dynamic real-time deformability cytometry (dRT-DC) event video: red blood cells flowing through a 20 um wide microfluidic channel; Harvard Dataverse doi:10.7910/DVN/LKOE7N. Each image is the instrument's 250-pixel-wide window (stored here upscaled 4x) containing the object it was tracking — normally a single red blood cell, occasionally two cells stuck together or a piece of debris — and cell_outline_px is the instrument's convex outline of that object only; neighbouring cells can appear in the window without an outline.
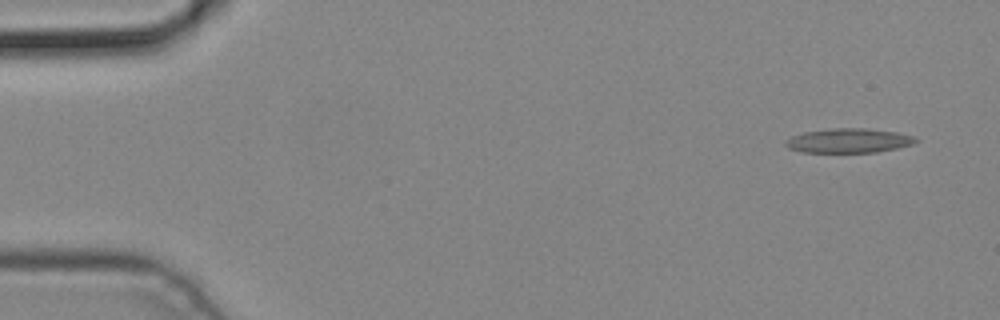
{"species": "common noctule bat (a hibernating species)", "species_latin": "Nyctalus noctula", "temperature_condition": "cold", "stored_images_in_passage": 4, "camera_frame_rate_fps": 3000, "um_per_image_px": 0.085, "animal": {"sex": "male", "body_mass_g": 19.2, "forearm_length_mm": 51.8}, "frame": {"image": 1, "passage_image": 1, "time_ms": 0.0, "image_size_px": [1000, 320], "cell_outline_px": [[920, 140], [912, 144], [896, 148], [876, 152], [800, 152], [788, 148], [784, 144], [784, 140], [792, 136], [804, 132], [832, 128], [868, 128], [896, 132], [912, 136]], "centroid_in_image_um": [72.1, 11.95], "position_along_channel_um": 12.9, "area_um2": 18.5}}
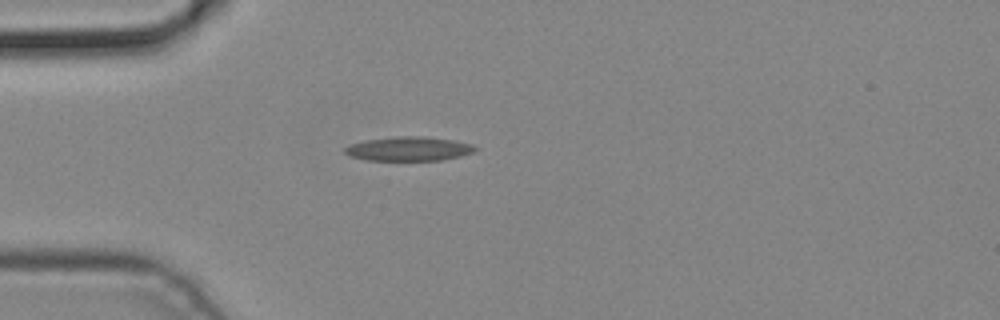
{"frame": {"image": 2, "passage_image": 4, "time_ms": 1.0, "image_size_px": [1000, 320], "cell_outline_px": [[476, 148], [472, 152], [460, 156], [440, 160], [368, 160], [348, 156], [344, 152], [344, 148], [352, 144], [364, 140], [400, 136], [424, 136], [452, 140], [472, 144]], "centroid_in_image_um": [34.71, 12.64], "position_along_channel_um": 50.3, "area_um2": 18.15}}